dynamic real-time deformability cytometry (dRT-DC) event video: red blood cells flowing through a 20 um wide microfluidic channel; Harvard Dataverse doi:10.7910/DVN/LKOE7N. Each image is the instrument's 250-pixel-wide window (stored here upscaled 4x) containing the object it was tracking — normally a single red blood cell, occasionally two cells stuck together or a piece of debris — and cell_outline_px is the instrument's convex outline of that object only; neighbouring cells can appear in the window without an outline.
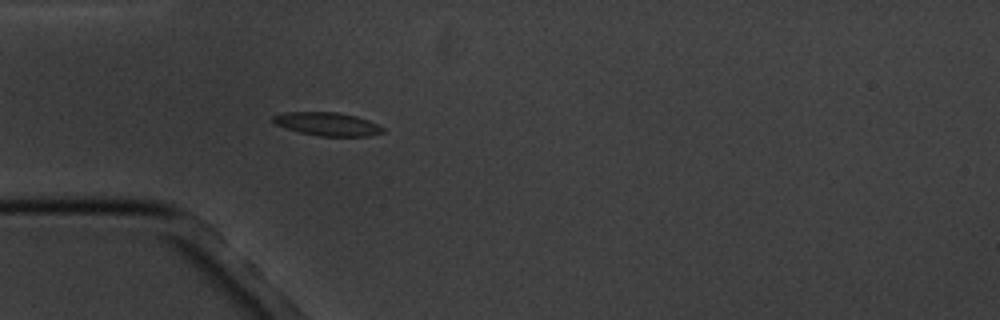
{"species": "common noctule bat (a hibernating species)", "species_latin": "Nyctalus noctula", "temperature_condition": "cold", "stored_images_in_passage": 5, "camera_frame_rate_fps": 3000, "um_per_image_px": 0.085, "animal": {"sex": "male", "body_mass_g": 20.1, "forearm_length_mm": 53.5}, "frame": {"image": 1, "passage_image": 5, "time_ms": 4.667, "image_size_px": [1000, 320], "cell_outline_px": [[384, 132], [368, 136], [316, 136], [300, 132], [276, 124], [272, 120], [272, 116], [284, 112], [336, 112], [356, 116], [368, 120], [384, 128]], "centroid_in_image_um": [27.83, 10.54], "position_along_channel_um": 57.2, "area_um2": 14.8}}